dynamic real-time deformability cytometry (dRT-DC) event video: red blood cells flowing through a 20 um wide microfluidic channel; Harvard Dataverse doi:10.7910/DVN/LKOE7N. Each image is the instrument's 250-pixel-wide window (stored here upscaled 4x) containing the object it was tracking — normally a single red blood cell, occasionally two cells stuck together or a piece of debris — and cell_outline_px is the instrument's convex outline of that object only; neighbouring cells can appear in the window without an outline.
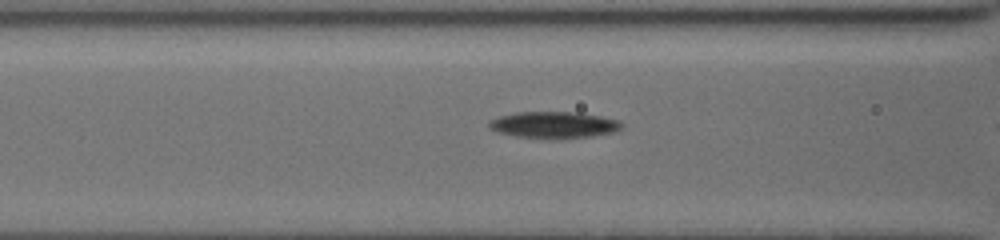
{"species": "common noctule bat (a hibernating species)", "species_latin": "Nyctalus noctula", "temperature_condition": "cold", "stored_images_in_passage": 15, "camera_frame_rate_fps": 3000, "um_per_image_px": 0.085, "animal": {"sex": "female", "body_mass_g": 19.5, "forearm_length_mm": 54.1}, "frame": {"image": 1, "passage_image": 13, "time_ms": 4.0, "image_size_px": [1000, 240], "cell_outline_px": [[624, 124], [620, 128], [612, 132], [588, 136], [552, 140], [516, 136], [500, 132], [488, 128], [488, 120], [500, 116], [516, 112], [576, 112], [600, 116], [616, 120]], "centroid_in_image_um": [47.02, 10.62], "position_along_channel_um": 119.6, "area_um2": 20.52}}